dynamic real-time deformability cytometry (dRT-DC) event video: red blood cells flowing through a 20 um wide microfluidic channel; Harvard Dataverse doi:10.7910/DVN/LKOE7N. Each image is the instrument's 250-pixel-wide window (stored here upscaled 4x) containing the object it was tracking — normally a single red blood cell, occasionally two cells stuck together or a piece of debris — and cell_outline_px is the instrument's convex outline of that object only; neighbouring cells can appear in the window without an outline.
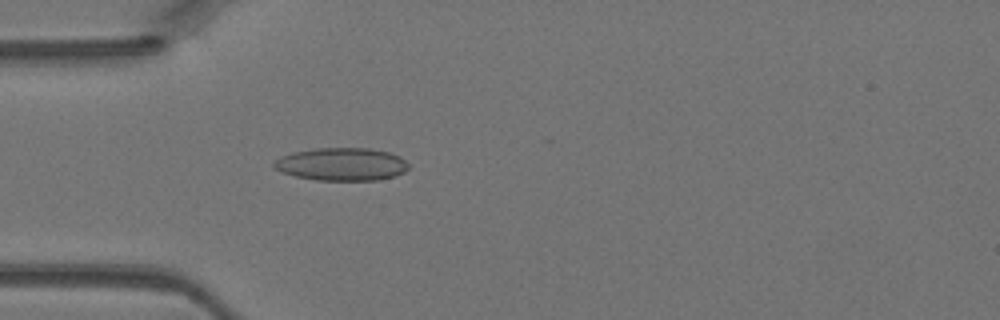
{"species": "Egyptian fruit bat (a non-hibernating species)", "species_latin": "Rousettus aegyptiacus", "temperature_condition": "warm", "stored_images_in_passage": 33, "camera_frame_rate_fps": 3000, "um_per_image_px": 0.085, "animal": {"sex": "female"}, "frame": {"image": 1, "passage_image": 1, "time_ms": 0.0, "image_size_px": [1000, 320], "cell_outline_px": [[408, 168], [404, 172], [380, 180], [316, 180], [296, 176], [284, 172], [276, 168], [272, 164], [276, 160], [292, 152], [316, 148], [368, 148], [388, 152], [400, 156], [408, 164]], "centroid_in_image_um": [29.06, 13.95], "position_along_channel_um": 55.9, "area_um2": 25.49}}
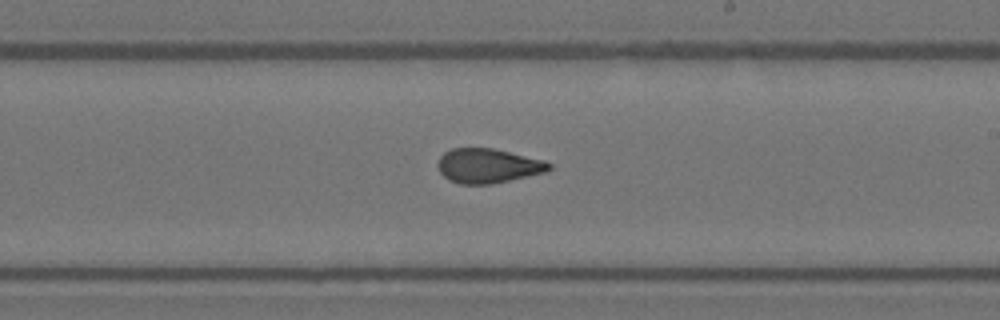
{"frame": {"image": 2, "passage_image": 14, "time_ms": 4.333, "image_size_px": [1000, 320], "cell_outline_px": [[552, 168], [544, 172], [492, 184], [460, 184], [448, 180], [440, 172], [436, 164], [440, 156], [444, 152], [452, 148], [492, 148], [544, 160], [552, 164]], "centroid_in_image_um": [41.44, 14.09], "position_along_channel_um": 247.6, "area_um2": 22.31}}
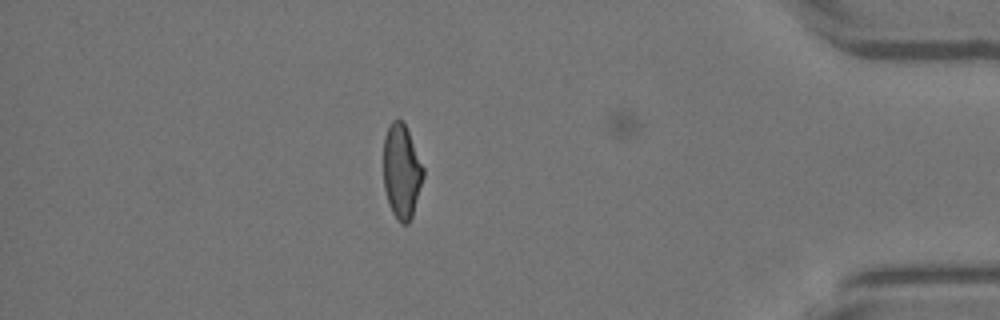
{"frame": {"image": 3, "passage_image": 27, "time_ms": 8.667, "image_size_px": [1000, 320], "cell_outline_px": [[424, 176], [412, 216], [408, 224], [400, 224], [396, 220], [388, 204], [384, 188], [384, 136], [392, 120], [400, 120], [404, 124], [408, 132], [424, 168]], "centroid_in_image_um": [34.13, 14.62], "position_along_channel_um": 401.1, "area_um2": 21.73}}